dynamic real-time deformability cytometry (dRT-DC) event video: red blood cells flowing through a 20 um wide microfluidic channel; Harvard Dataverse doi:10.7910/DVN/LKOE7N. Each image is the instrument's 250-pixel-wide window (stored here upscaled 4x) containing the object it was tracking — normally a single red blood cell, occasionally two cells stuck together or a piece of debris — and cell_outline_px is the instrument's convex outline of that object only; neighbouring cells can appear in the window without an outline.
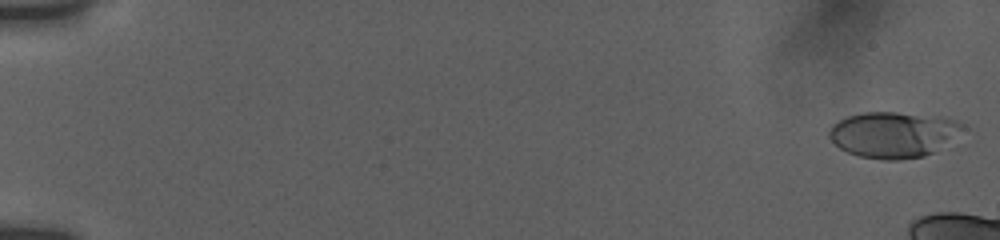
{"species": "human", "species_latin": "Homo sapiens", "temperature_condition": "room temperature", "stored_images_in_passage": 17, "camera_frame_rate_fps": 3000, "um_per_image_px": 0.085, "donor": {"sex": "female"}, "frame": {"image": 1, "passage_image": 2, "time_ms": 0.333, "image_size_px": [1000, 240], "cell_outline_px": [[964, 124], [960, 128], [932, 152], [924, 156], [900, 160], [884, 160], [860, 156], [848, 152], [840, 148], [828, 136], [828, 132], [832, 124], [848, 116], [864, 112], [896, 112], [940, 116], [956, 120]], "centroid_in_image_um": [75.83, 11.42], "position_along_channel_um": 9.2, "area_um2": 34.91}}